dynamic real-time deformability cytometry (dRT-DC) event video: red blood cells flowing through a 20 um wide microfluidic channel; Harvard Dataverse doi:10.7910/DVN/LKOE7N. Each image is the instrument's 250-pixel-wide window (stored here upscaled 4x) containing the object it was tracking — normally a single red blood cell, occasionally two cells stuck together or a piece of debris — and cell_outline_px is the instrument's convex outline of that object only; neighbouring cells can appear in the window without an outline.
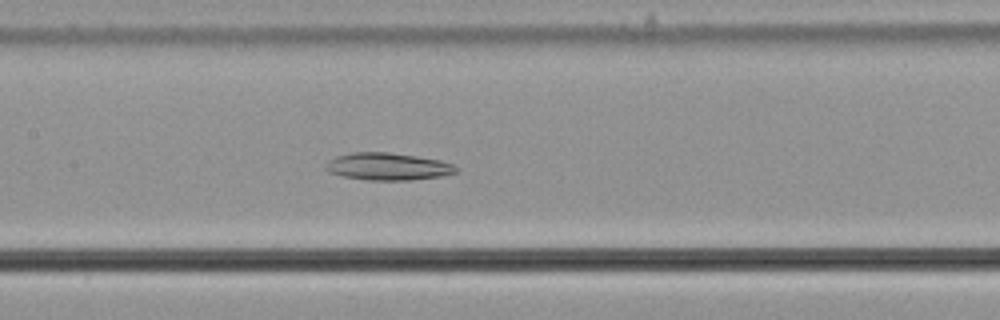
{"species": "common noctule bat (a hibernating species)", "species_latin": "Nyctalus noctula", "temperature_condition": "cold", "stored_images_in_passage": 51, "camera_frame_rate_fps": 3000, "um_per_image_px": 0.085, "animal": {"sex": "male", "body_mass_g": 21.5, "forearm_length_mm": 52.0}, "frame": {"image": 1, "passage_image": 22, "time_ms": 7.0, "image_size_px": [1000, 320], "cell_outline_px": [[460, 172], [440, 176], [412, 180], [368, 180], [340, 176], [328, 172], [324, 168], [328, 160], [336, 156], [352, 152], [388, 152], [416, 156], [440, 160], [452, 164], [460, 168]], "centroid_in_image_um": [32.96, 14.16], "position_along_channel_um": 174.4, "area_um2": 20.98}}
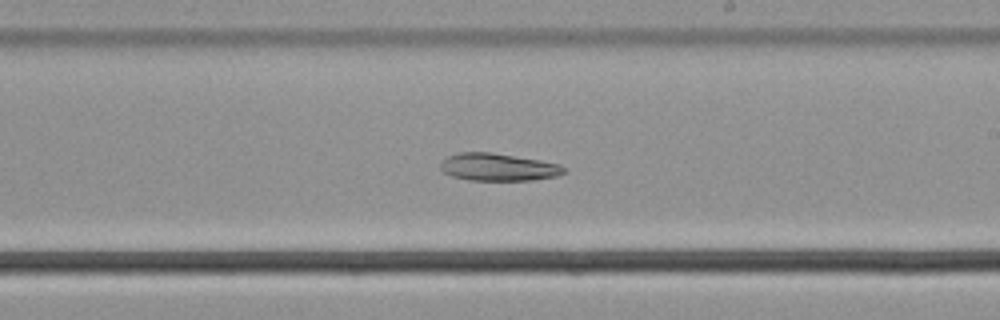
{"frame": {"image": 2, "passage_image": 28, "time_ms": 9.0, "image_size_px": [1000, 320], "cell_outline_px": [[568, 172], [556, 176], [532, 180], [468, 180], [452, 176], [444, 172], [440, 168], [440, 164], [448, 156], [460, 152], [492, 152], [540, 160], [560, 164], [568, 168]], "centroid_in_image_um": [42.39, 14.2], "position_along_channel_um": 246.6, "area_um2": 19.88}}
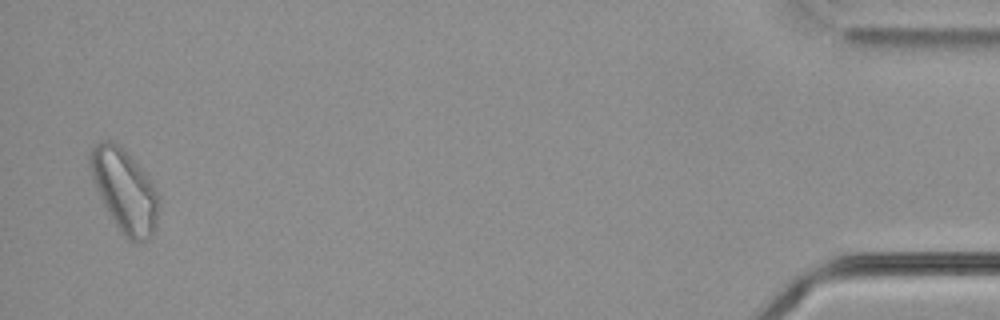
{"frame": {"image": 3, "passage_image": 50, "time_ms": 16.333, "image_size_px": [1000, 320], "cell_outline_px": [[160, 204], [156, 228], [152, 236], [148, 240], [136, 244], [128, 240], [124, 236], [108, 212], [92, 180], [88, 164], [88, 156], [92, 148], [100, 140], [112, 140], [148, 176], [156, 188], [160, 196]], "centroid_in_image_um": [10.61, 16.25], "position_along_channel_um": 424.6, "area_um2": 33.18}}